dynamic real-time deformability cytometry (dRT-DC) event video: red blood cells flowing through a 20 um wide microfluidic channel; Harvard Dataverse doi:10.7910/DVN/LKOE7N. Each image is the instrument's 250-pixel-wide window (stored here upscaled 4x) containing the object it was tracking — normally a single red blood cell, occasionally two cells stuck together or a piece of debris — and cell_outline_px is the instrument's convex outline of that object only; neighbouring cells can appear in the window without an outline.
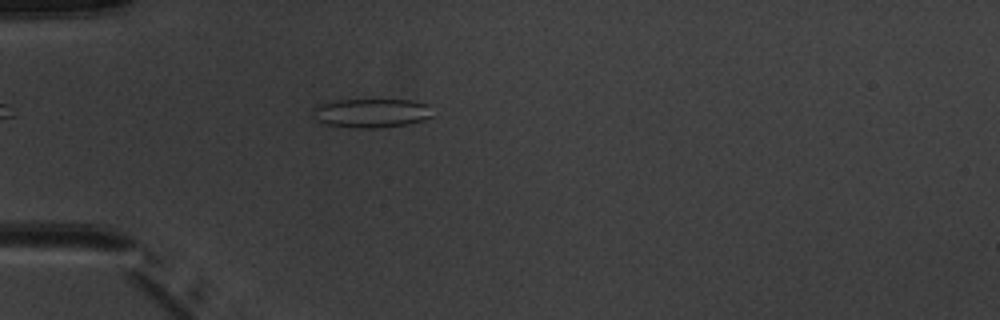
{"species": "common noctule bat (a hibernating species)", "species_latin": "Nyctalus noctula", "temperature_condition": "warm", "stored_images_in_passage": 4, "camera_frame_rate_fps": 3000, "um_per_image_px": 0.085, "animal": {"sex": "male", "body_mass_g": 20.1, "forearm_length_mm": 53.5}, "frame": {"image": 1, "passage_image": 4, "time_ms": 3.333, "image_size_px": [1000, 320], "cell_outline_px": [[432, 116], [424, 120], [408, 124], [372, 128], [356, 128], [328, 124], [316, 120], [312, 116], [312, 108], [320, 104], [336, 100], [412, 100], [428, 104]], "centroid_in_image_um": [31.55, 9.6], "position_along_channel_um": 53.5, "area_um2": 20.17}}